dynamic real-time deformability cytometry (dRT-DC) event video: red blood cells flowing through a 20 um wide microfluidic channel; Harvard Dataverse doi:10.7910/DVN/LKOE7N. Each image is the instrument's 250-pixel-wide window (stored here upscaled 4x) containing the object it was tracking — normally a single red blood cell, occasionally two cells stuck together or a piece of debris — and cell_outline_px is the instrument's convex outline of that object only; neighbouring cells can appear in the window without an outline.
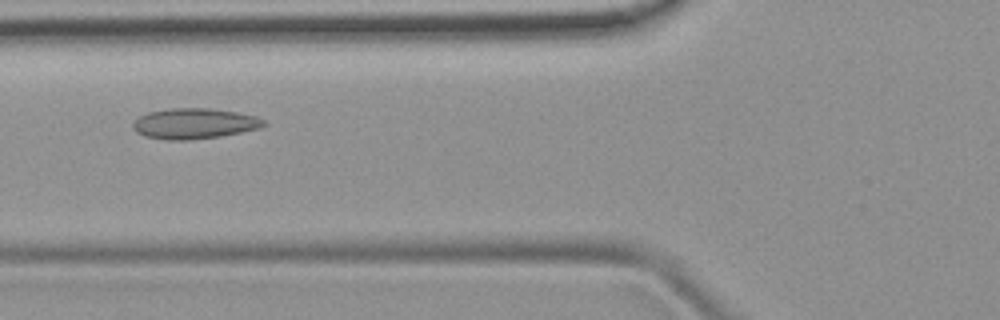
{"species": "common noctule bat (a hibernating species)", "species_latin": "Nyctalus noctula", "temperature_condition": "room temperature", "stored_images_in_passage": 5, "camera_frame_rate_fps": 3000, "um_per_image_px": 0.085, "animal": {"sex": "female", "body_mass_g": 19.9}, "frame": {"image": 1, "passage_image": 5, "time_ms": 4.667, "image_size_px": [1000, 320], "cell_outline_px": [[264, 124], [260, 128], [220, 136], [188, 140], [164, 140], [144, 136], [136, 132], [132, 128], [132, 124], [140, 116], [148, 112], [168, 108], [212, 108], [236, 112], [256, 116], [264, 120]], "centroid_in_image_um": [16.47, 10.5], "position_along_channel_um": 109.3, "area_um2": 23.29}}